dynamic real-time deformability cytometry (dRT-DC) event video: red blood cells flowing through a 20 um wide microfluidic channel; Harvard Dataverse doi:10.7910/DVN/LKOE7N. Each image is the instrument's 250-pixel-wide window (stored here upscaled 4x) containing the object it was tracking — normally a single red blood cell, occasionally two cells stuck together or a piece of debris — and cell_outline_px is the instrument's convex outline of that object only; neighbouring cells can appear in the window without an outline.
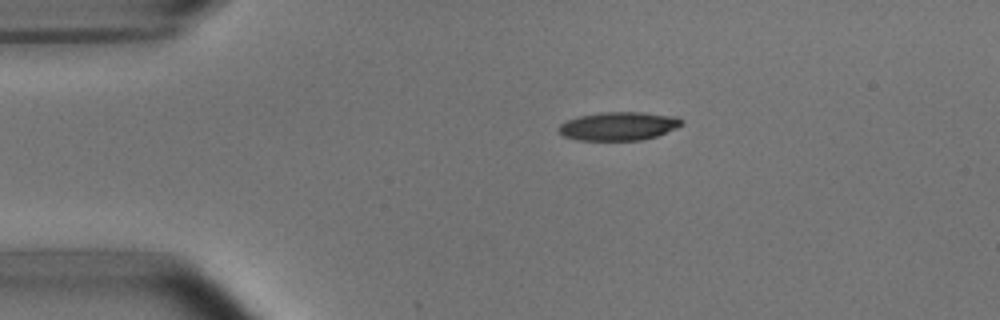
{"species": "common noctule bat (a hibernating species)", "species_latin": "Nyctalus noctula", "temperature_condition": "room temperature", "stored_images_in_passage": 13, "camera_frame_rate_fps": 3000, "um_per_image_px": 0.085, "animal": {"sex": "male", "body_mass_g": 15.6}, "frame": {"image": 1, "passage_image": 2, "time_ms": 1.333, "image_size_px": [1000, 320], "cell_outline_px": [[684, 120], [676, 128], [656, 136], [640, 140], [576, 140], [564, 136], [556, 128], [560, 124], [576, 116], [600, 112], [640, 112], [676, 116]], "centroid_in_image_um": [52.54, 10.71], "position_along_channel_um": 32.5, "area_um2": 20.4}}
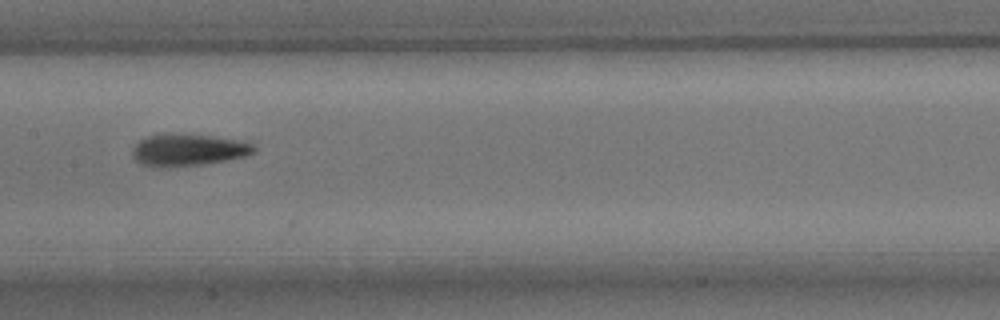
{"frame": {"image": 2, "passage_image": 6, "time_ms": 6.667, "image_size_px": [1000, 320], "cell_outline_px": [[256, 152], [244, 156], [204, 164], [168, 168], [156, 168], [140, 164], [132, 156], [132, 148], [140, 140], [148, 136], [160, 132], [168, 132], [212, 136], [244, 140], [256, 144]], "centroid_in_image_um": [15.98, 12.73], "position_along_channel_um": 191.4, "area_um2": 23.41}}
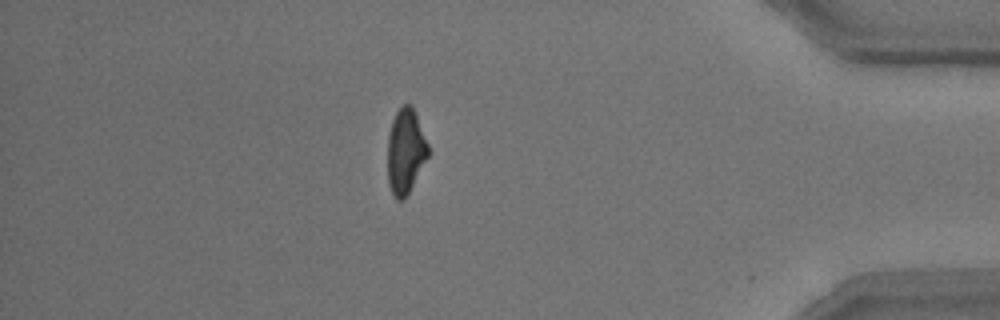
{"frame": {"image": 3, "passage_image": 12, "time_ms": 13.333, "image_size_px": [1000, 320], "cell_outline_px": [[428, 156], [404, 200], [396, 200], [388, 184], [388, 136], [392, 120], [396, 112], [404, 104], [412, 104], [428, 144]], "centroid_in_image_um": [34.46, 12.85], "position_along_channel_um": 400.7, "area_um2": 19.88}, "authors_computed_cell_mechanics": {"area_um2": 20.9236, "velocity_mm_per_s": 3.7451, "shape_relaxation_time_tau1_ms": 4.0385, "shape_relaxation_time_tau2_ms": 2.635, "deformation_change_tau1": 0.136, "deformation_change_tau2": 0.0987}}